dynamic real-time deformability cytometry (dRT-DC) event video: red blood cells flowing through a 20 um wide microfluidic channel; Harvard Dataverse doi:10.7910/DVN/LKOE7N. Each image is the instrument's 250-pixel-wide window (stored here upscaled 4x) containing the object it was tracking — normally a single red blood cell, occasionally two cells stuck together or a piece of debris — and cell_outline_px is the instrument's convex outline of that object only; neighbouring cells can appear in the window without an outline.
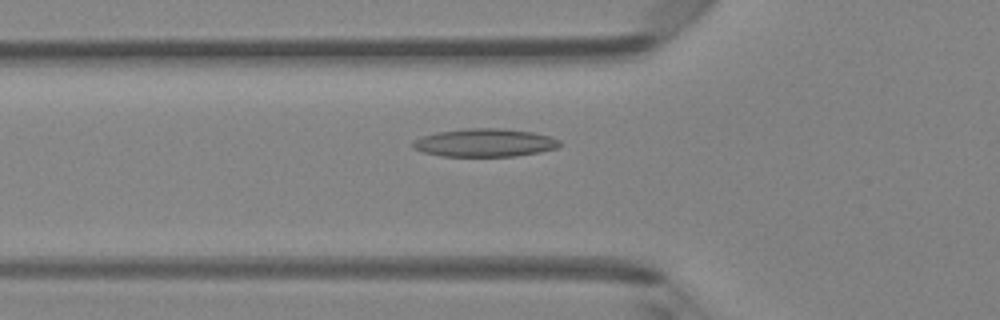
{"species": "Egyptian fruit bat (a non-hibernating species)", "species_latin": "Rousettus aegyptiacus", "temperature_condition": "room temperature", "stored_images_in_passage": 49, "segment_of_instrument_passage": [1, 2], "camera_frame_rate_fps": 3000, "um_per_image_px": 0.085, "animal": {"sex": "female"}, "frame": {"image": 1, "passage_image": 17, "time_ms": 5.333, "image_size_px": [1000, 320], "cell_outline_px": [[560, 144], [556, 148], [540, 152], [512, 156], [440, 156], [424, 152], [412, 148], [412, 140], [424, 136], [440, 132], [468, 128], [500, 128], [532, 132], [548, 136], [560, 140]], "centroid_in_image_um": [41.18, 12.13], "position_along_channel_um": 84.6, "area_um2": 23.81}}
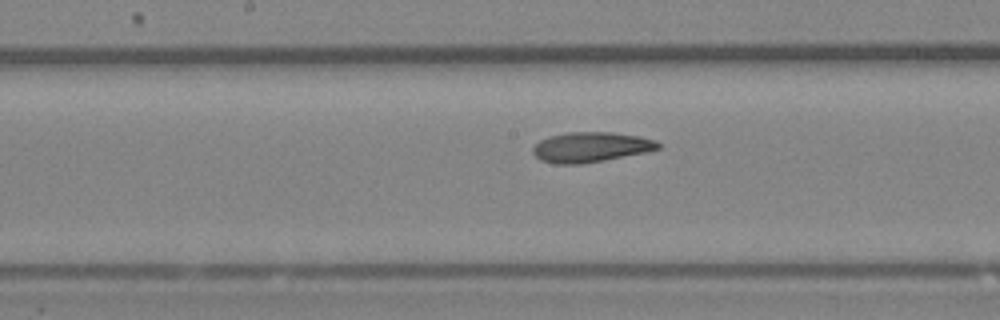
{"frame": {"image": 2, "passage_image": 25, "time_ms": 8.0, "image_size_px": [1000, 320], "cell_outline_px": [[660, 148], [644, 152], [604, 160], [580, 164], [556, 164], [540, 160], [532, 152], [532, 148], [540, 140], [548, 136], [568, 132], [612, 132], [640, 136], [656, 140], [660, 144]], "centroid_in_image_um": [50.19, 12.5], "position_along_channel_um": 198.0, "area_um2": 21.91}}
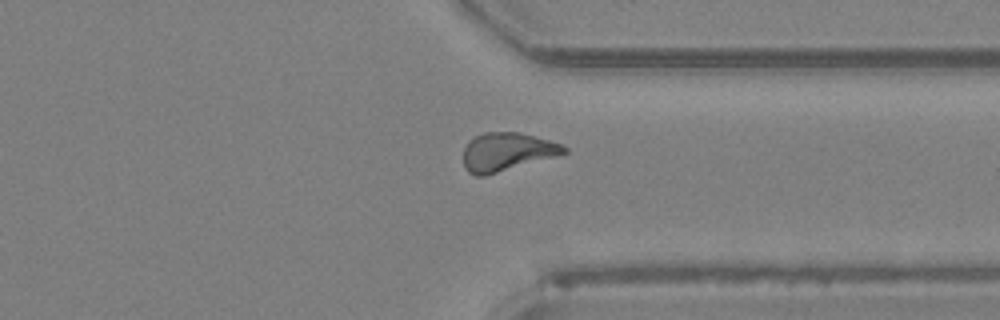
{"frame": {"image": 3, "passage_image": 37, "time_ms": 12.0, "image_size_px": [1000, 320], "cell_outline_px": [[568, 152], [556, 156], [484, 176], [476, 176], [468, 172], [464, 168], [464, 148], [468, 140], [484, 132], [516, 132], [548, 140], [560, 144], [568, 148]], "centroid_in_image_um": [43.05, 12.91], "position_along_channel_um": 368.4, "area_um2": 22.25}}